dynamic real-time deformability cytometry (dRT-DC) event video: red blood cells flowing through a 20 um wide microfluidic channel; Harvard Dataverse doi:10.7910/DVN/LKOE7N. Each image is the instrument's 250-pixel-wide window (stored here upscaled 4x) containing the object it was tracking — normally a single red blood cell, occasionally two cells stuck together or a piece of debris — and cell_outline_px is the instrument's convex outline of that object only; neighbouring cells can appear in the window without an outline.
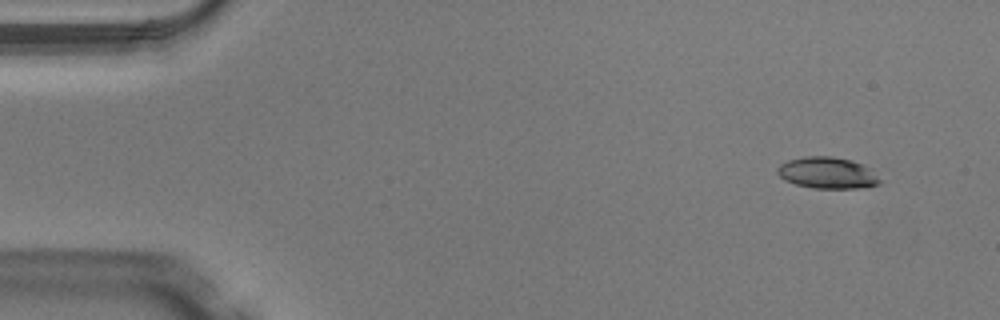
{"species": "Egyptian fruit bat (a non-hibernating species)", "species_latin": "Rousettus aegyptiacus", "temperature_condition": "warm", "stored_images_in_passage": 49, "camera_frame_rate_fps": 3000, "um_per_image_px": 0.085, "animal": {"sex": "male"}, "frame": {"image": 1, "passage_image": 4, "time_ms": 1.0, "image_size_px": [1000, 320], "cell_outline_px": [[880, 184], [856, 188], [812, 188], [796, 184], [784, 180], [776, 172], [776, 168], [780, 164], [788, 160], [808, 156], [832, 156], [852, 160], [864, 164], [872, 168], [880, 180]], "centroid_in_image_um": [70.33, 14.68], "position_along_channel_um": 14.7, "area_um2": 18.9}}
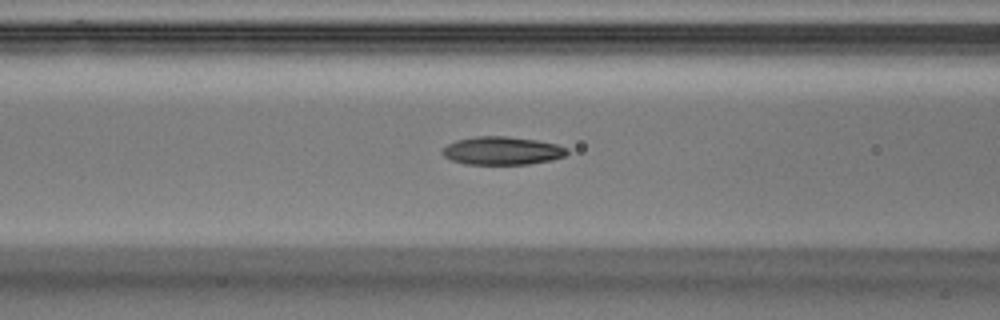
{"frame": {"image": 2, "passage_image": 20, "time_ms": 6.333, "image_size_px": [1000, 320], "cell_outline_px": [[568, 152], [564, 156], [552, 160], [528, 164], [464, 164], [452, 160], [444, 156], [440, 152], [448, 144], [456, 140], [476, 136], [508, 136], [536, 140], [556, 144], [568, 148]], "centroid_in_image_um": [42.68, 12.81], "position_along_channel_um": 123.9, "area_um2": 20.46}}
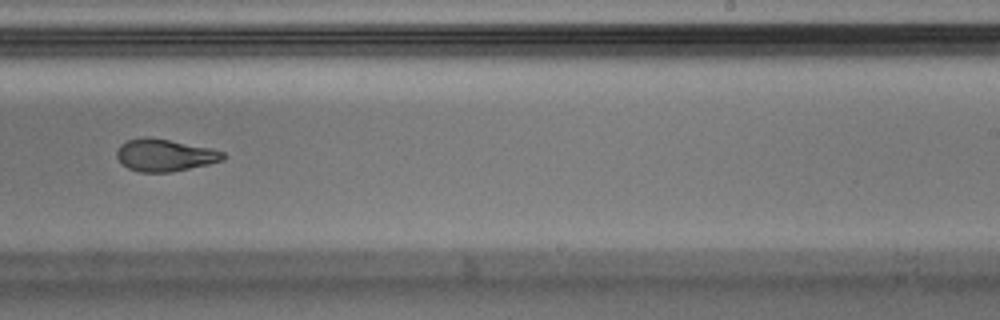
{"frame": {"image": 3, "passage_image": 31, "time_ms": 10.0, "image_size_px": [1000, 320], "cell_outline_px": [[228, 156], [224, 160], [208, 164], [172, 172], [140, 172], [128, 168], [116, 156], [116, 152], [120, 144], [128, 140], [144, 136], [168, 140], [212, 148], [224, 152]], "centroid_in_image_um": [14.03, 13.19], "position_along_channel_um": 275.0, "area_um2": 19.94}, "authors_computed_cell_mechanics": {"area_um2": 20.23, "velocity_mm_per_s": 4.1264, "shape_relaxation_time_tau1_ms": 3.4883, "shape_relaxation_time_tau2_ms": 2.1187, "deformation_change_tau1": 0.1702, "deformation_change_tau2": 0.1031}}